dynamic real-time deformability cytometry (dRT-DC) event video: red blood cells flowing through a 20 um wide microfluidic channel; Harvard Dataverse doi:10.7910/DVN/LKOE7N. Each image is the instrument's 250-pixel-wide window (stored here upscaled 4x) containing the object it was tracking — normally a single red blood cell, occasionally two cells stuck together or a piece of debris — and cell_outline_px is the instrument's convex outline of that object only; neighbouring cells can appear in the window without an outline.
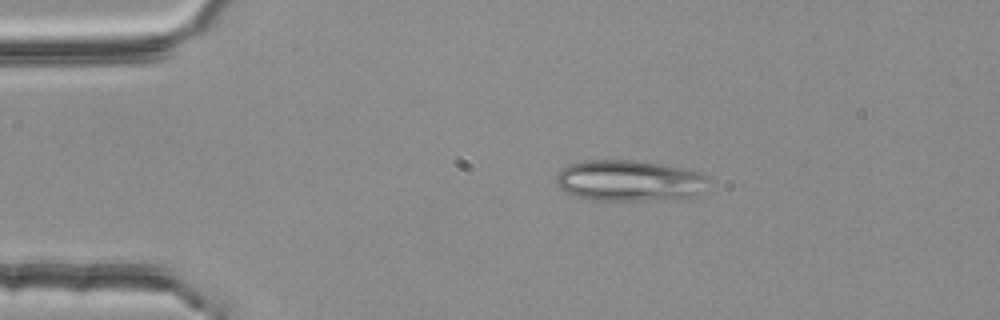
{"species": "common noctule bat (a hibernating species)", "species_latin": "Nyctalus noctula", "temperature_condition": "room temperature", "stored_images_in_passage": 2, "camera_frame_rate_fps": 3000, "um_per_image_px": 0.085, "animal": {"sex": "female", "body_mass_g": 25.1}, "frame": {"image": 1, "passage_image": 1, "time_ms": 0.0, "image_size_px": [1000, 320], "cell_outline_px": [[708, 180], [704, 192], [692, 196], [640, 200], [588, 200], [576, 196], [560, 188], [556, 184], [556, 176], [560, 168], [568, 164], [584, 160], [636, 160], [684, 168], [700, 172], [708, 176]], "centroid_in_image_um": [53.46, 15.34], "position_along_channel_um": 31.5, "area_um2": 36.47}}